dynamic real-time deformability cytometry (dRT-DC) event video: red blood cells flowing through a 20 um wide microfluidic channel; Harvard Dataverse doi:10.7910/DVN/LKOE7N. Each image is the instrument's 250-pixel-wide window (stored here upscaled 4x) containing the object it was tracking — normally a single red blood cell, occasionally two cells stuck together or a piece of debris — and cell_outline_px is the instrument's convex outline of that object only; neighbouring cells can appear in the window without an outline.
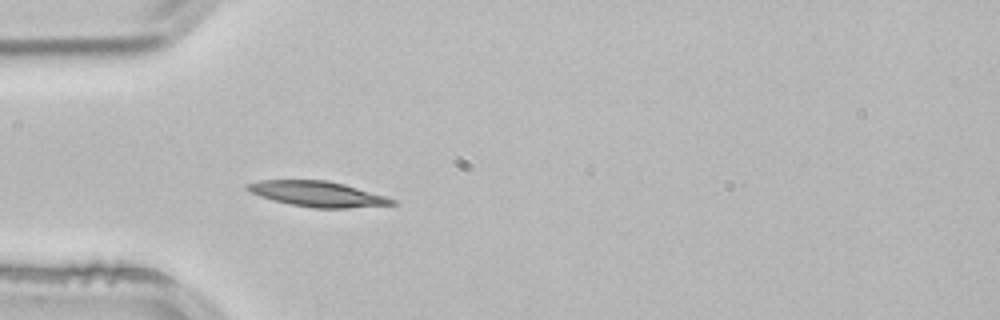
{"species": "common noctule bat (a hibernating species)", "species_latin": "Nyctalus noctula", "temperature_condition": "room temperature", "stored_images_in_passage": 3, "camera_frame_rate_fps": 3000, "um_per_image_px": 0.085, "animal": {"sex": "male", "body_mass_g": 21.5, "forearm_length_mm": 52.0}, "frame": {"image": 1, "passage_image": 3, "time_ms": 0.667, "image_size_px": [1000, 320], "cell_outline_px": [[396, 204], [348, 208], [316, 208], [292, 204], [272, 200], [260, 196], [244, 188], [244, 184], [260, 180], [328, 180], [344, 184], [384, 196], [396, 200]], "centroid_in_image_um": [26.95, 16.48], "position_along_channel_um": 58.1, "area_um2": 21.21}}